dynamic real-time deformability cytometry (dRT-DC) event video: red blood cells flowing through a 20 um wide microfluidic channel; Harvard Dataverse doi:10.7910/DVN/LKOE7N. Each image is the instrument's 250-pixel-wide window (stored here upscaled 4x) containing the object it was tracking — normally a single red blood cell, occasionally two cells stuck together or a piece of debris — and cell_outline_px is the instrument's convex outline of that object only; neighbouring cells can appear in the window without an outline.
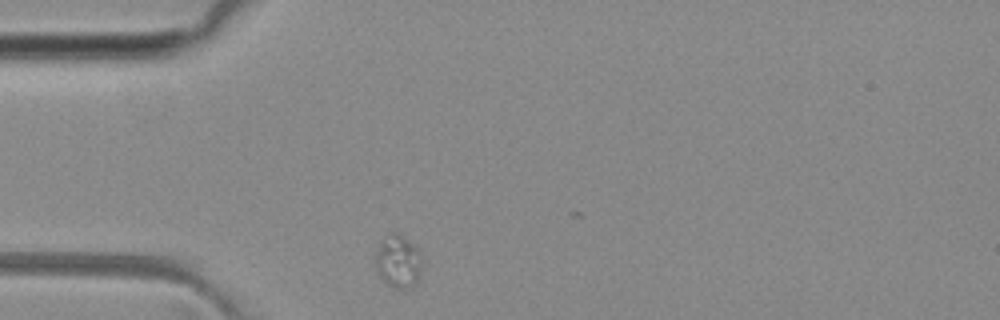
{"species": "common noctule bat (a hibernating species)", "species_latin": "Nyctalus noctula", "temperature_condition": "room temperature", "stored_images_in_passage": 23, "camera_frame_rate_fps": 3000, "um_per_image_px": 0.085, "animal": {"sex": "female", "body_mass_g": 29.2, "forearm_length_mm": 56.3}, "frame": {"image": 1, "passage_image": 1, "time_ms": 0.0, "image_size_px": [1000, 320], "cell_outline_px": [[420, 272], [416, 284], [412, 288], [392, 288], [380, 276], [376, 268], [376, 252], [380, 240], [388, 232], [396, 232], [404, 236], [416, 244], [420, 252]], "centroid_in_image_um": [33.85, 22.18], "position_along_channel_um": 51.2, "area_um2": 14.57}}